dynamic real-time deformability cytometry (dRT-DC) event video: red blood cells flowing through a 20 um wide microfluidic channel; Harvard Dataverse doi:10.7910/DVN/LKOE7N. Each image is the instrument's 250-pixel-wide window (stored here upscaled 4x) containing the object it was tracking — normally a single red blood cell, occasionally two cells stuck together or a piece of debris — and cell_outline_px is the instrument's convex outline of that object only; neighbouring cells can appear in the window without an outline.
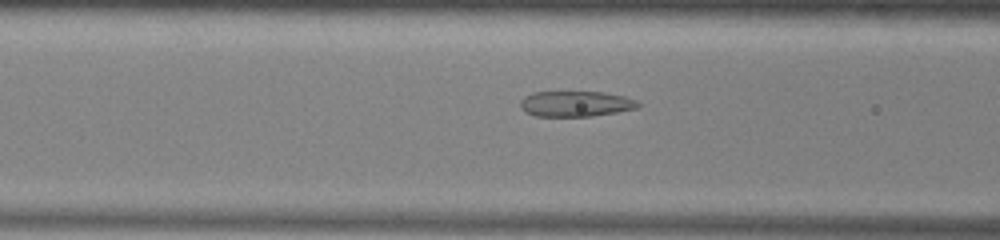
{"species": "common noctule bat (a hibernating species)", "species_latin": "Nyctalus noctula", "temperature_condition": "warm", "stored_images_in_passage": 36, "camera_frame_rate_fps": 3000, "um_per_image_px": 0.085, "animal": {"sex": "male", "body_mass_g": 13.0, "forearm_length_mm": 53.1}, "frame": {"image": 1, "passage_image": 11, "time_ms": 3.333, "image_size_px": [1000, 240], "cell_outline_px": [[640, 104], [636, 108], [616, 112], [592, 116], [536, 116], [524, 112], [520, 108], [520, 100], [524, 96], [532, 92], [604, 92], [624, 96], [636, 100]], "centroid_in_image_um": [48.88, 8.82], "position_along_channel_um": 117.7, "area_um2": 17.57}}
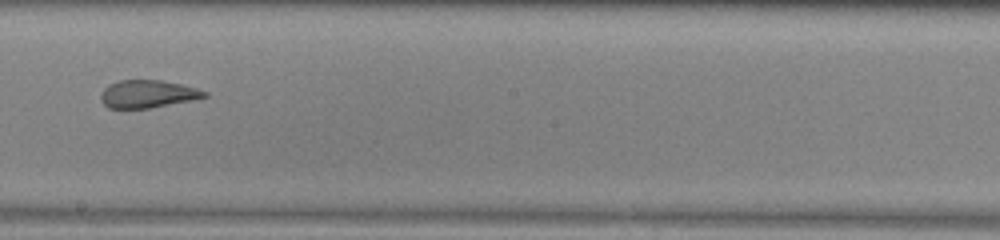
{"frame": {"image": 2, "passage_image": 20, "time_ms": 6.333, "image_size_px": [1000, 240], "cell_outline_px": [[208, 96], [148, 108], [108, 108], [100, 100], [100, 96], [104, 88], [108, 84], [120, 80], [160, 80], [180, 84], [196, 88], [208, 92]], "centroid_in_image_um": [12.5, 7.98], "position_along_channel_um": 235.7, "area_um2": 16.47}}
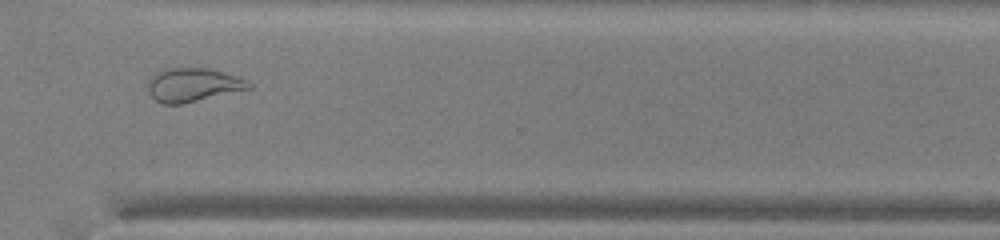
{"frame": {"image": 3, "passage_image": 29, "time_ms": 9.333, "image_size_px": [1000, 240], "cell_outline_px": [[252, 88], [180, 104], [164, 104], [156, 100], [152, 96], [148, 88], [148, 80], [156, 72], [168, 68], [212, 68], [236, 76], [252, 84]], "centroid_in_image_um": [16.4, 7.2], "position_along_channel_um": 354.2, "area_um2": 19.54}, "authors_computed_cell_mechanics": {"area_um2": 18.4382, "velocity_mm_per_s": 3.9397, "shape_relaxation_time_tau1_ms": null, "shape_relaxation_time_tau2_ms": 1.4104, "deformation_change_tau1": null, "deformation_change_tau2": 0.0855}}